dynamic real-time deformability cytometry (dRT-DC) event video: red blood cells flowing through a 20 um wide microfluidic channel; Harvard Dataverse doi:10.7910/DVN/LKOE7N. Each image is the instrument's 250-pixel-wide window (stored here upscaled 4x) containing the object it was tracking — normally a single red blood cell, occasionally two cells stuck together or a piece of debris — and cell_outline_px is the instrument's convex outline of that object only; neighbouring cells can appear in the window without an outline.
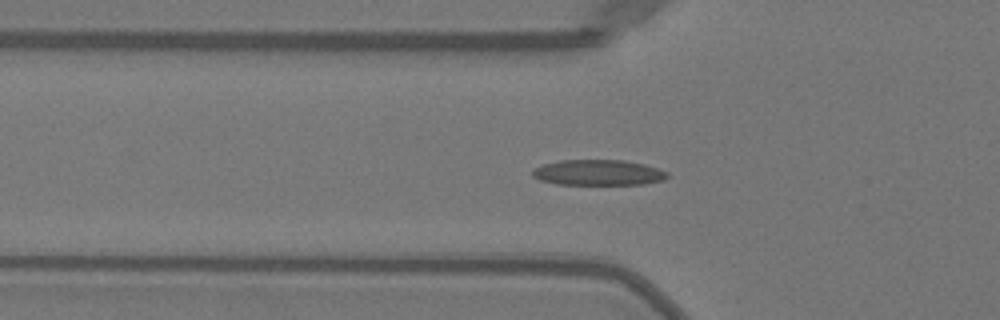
{"species": "Egyptian fruit bat (a non-hibernating species)", "species_latin": "Rousettus aegyptiacus", "temperature_condition": "warm", "stored_images_in_passage": 52, "camera_frame_rate_fps": 3000, "um_per_image_px": 0.085, "animal": {"sex": "female"}, "frame": {"image": 1, "passage_image": 18, "time_ms": 5.667, "image_size_px": [1000, 320], "cell_outline_px": [[668, 176], [664, 180], [644, 184], [556, 184], [540, 180], [532, 176], [532, 168], [544, 164], [560, 160], [624, 160], [644, 164], [668, 172]], "centroid_in_image_um": [50.83, 14.66], "position_along_channel_um": 75.0, "area_um2": 20.11}}
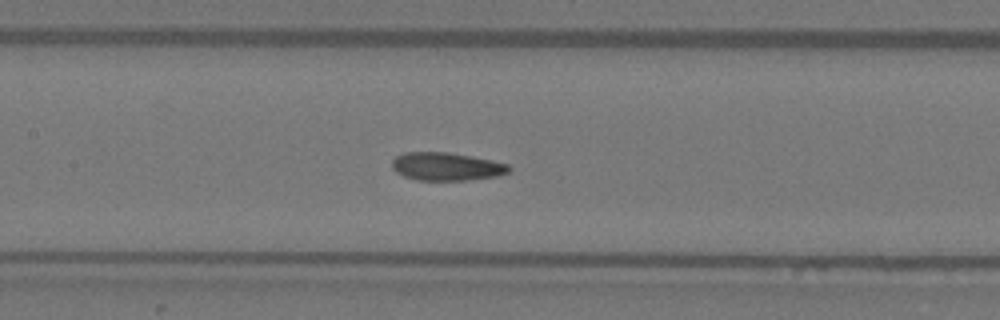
{"frame": {"image": 2, "passage_image": 25, "time_ms": 8.0, "image_size_px": [1000, 320], "cell_outline_px": [[512, 168], [508, 172], [496, 176], [468, 180], [416, 180], [404, 176], [396, 172], [392, 168], [392, 160], [396, 156], [404, 152], [448, 152], [472, 156], [492, 160], [508, 164]], "centroid_in_image_um": [37.94, 14.15], "position_along_channel_um": 169.5, "area_um2": 19.19}}
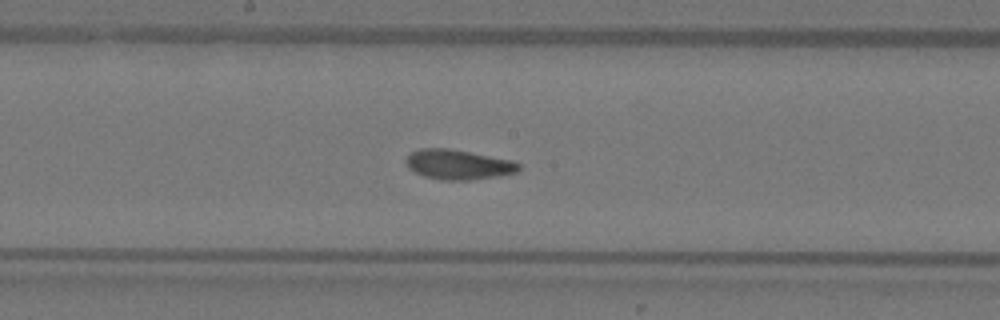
{"frame": {"image": 3, "passage_image": 28, "time_ms": 9.0, "image_size_px": [1000, 320], "cell_outline_px": [[520, 168], [516, 172], [500, 176], [468, 180], [440, 180], [424, 176], [408, 168], [404, 160], [412, 152], [420, 148], [448, 148], [512, 160], [520, 164]], "centroid_in_image_um": [38.94, 13.99], "position_along_channel_um": 209.3, "area_um2": 19.59}, "authors_computed_cell_mechanics": {"area_um2": 19.0451, "velocity_mm_per_s": 4.0039, "shape_relaxation_time_tau1_ms": 3.5955, "shape_relaxation_time_tau2_ms": 2.538, "deformation_change_tau1": 0.1351, "deformation_change_tau2": 0.0691}}